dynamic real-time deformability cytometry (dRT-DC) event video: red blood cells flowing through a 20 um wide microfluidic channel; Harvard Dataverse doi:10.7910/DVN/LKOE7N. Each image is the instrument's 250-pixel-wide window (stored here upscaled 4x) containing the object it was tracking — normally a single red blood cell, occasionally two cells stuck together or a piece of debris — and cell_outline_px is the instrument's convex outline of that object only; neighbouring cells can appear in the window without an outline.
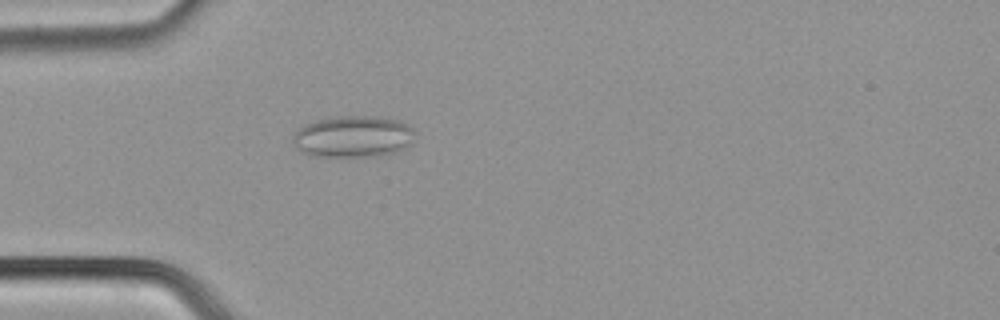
{"species": "common noctule bat (a hibernating species)", "species_latin": "Nyctalus noctula", "temperature_condition": "cold", "stored_images_in_passage": 50, "camera_frame_rate_fps": 3000, "um_per_image_px": 0.085, "animal": {"sex": "male", "body_mass_g": 21.5, "forearm_length_mm": 52.0}, "frame": {"image": 1, "passage_image": 15, "time_ms": 4.667, "image_size_px": [1000, 320], "cell_outline_px": [[416, 132], [408, 144], [392, 152], [380, 156], [308, 156], [300, 152], [296, 148], [292, 140], [292, 136], [304, 124], [316, 120], [332, 116], [380, 116], [400, 120], [412, 128]], "centroid_in_image_um": [29.96, 11.59], "position_along_channel_um": 55.0, "area_um2": 29.71}}
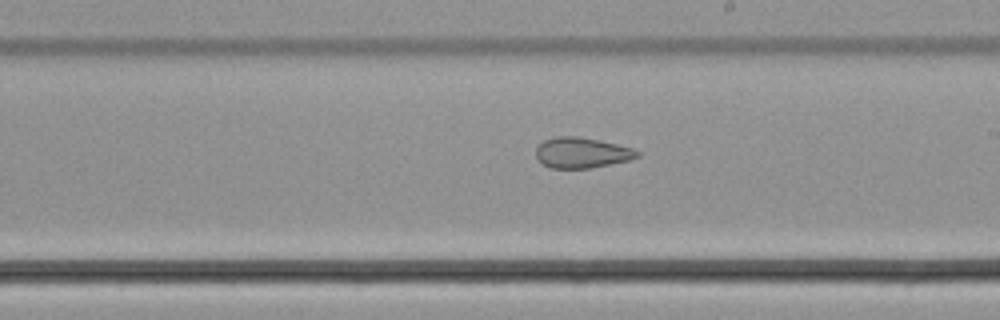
{"frame": {"image": 2, "passage_image": 29, "time_ms": 9.333, "image_size_px": [1000, 320], "cell_outline_px": [[640, 156], [628, 160], [588, 168], [552, 168], [544, 164], [536, 156], [536, 148], [544, 140], [556, 136], [580, 136], [600, 140], [632, 148], [640, 152]], "centroid_in_image_um": [49.45, 12.96], "position_along_channel_um": 239.6, "area_um2": 17.86}}
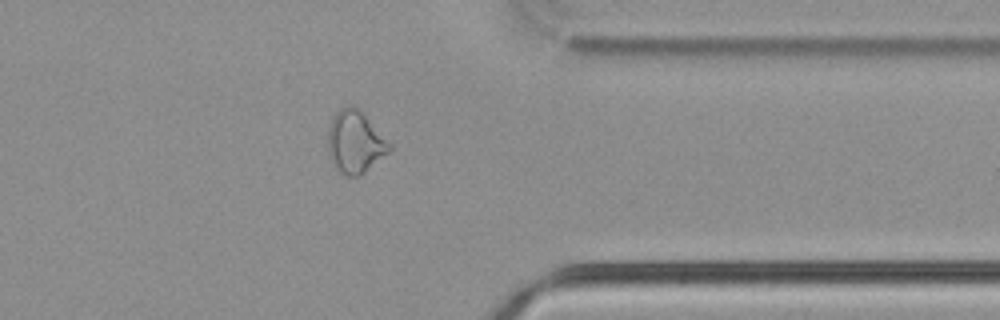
{"frame": {"image": 3, "passage_image": 40, "time_ms": 13.0, "image_size_px": [1000, 320], "cell_outline_px": [[392, 152], [364, 172], [356, 176], [348, 176], [340, 172], [332, 164], [328, 152], [328, 128], [332, 116], [344, 104], [352, 104], [360, 108], [392, 144]], "centroid_in_image_um": [30.21, 12.03], "position_along_channel_um": 381.2, "area_um2": 23.0}}